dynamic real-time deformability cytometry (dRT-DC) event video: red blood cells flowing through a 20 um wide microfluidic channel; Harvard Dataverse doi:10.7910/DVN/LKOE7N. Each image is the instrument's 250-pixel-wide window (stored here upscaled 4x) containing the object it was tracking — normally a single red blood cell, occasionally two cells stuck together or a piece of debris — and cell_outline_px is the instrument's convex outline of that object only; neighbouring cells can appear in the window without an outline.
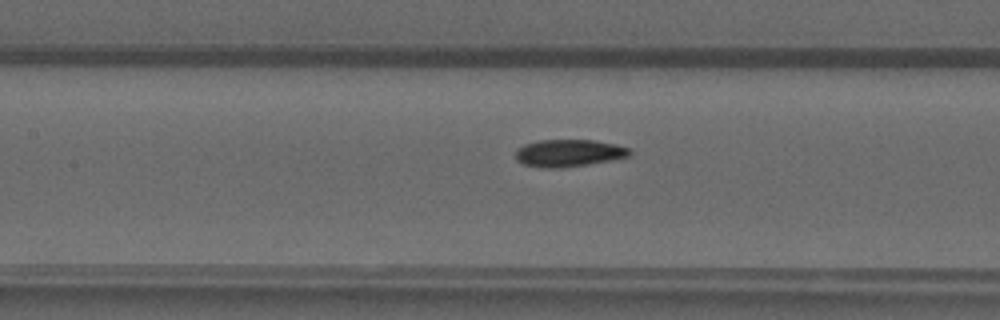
{"species": "common noctule bat (a hibernating species)", "species_latin": "Nyctalus noctula", "temperature_condition": "warm", "stored_images_in_passage": 49, "camera_frame_rate_fps": 3000, "um_per_image_px": 0.085, "animal": {"sex": "male", "forearm_length_mm": 52.5}, "frame": {"image": 1, "passage_image": 23, "time_ms": 7.333, "image_size_px": [1000, 320], "cell_outline_px": [[632, 152], [628, 156], [612, 160], [560, 168], [548, 168], [524, 164], [516, 160], [516, 148], [524, 144], [536, 140], [596, 140], [616, 144], [632, 148]], "centroid_in_image_um": [48.36, 12.99], "position_along_channel_um": 159.0, "area_um2": 18.21}}
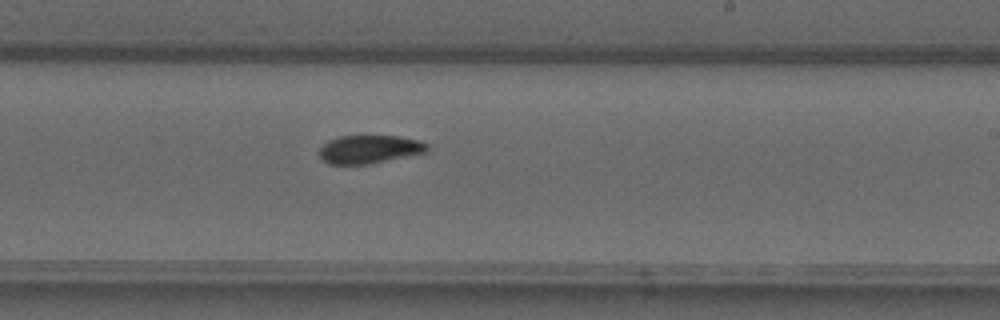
{"frame": {"image": 2, "passage_image": 30, "time_ms": 9.667, "image_size_px": [1000, 320], "cell_outline_px": [[428, 152], [368, 164], [328, 164], [320, 156], [320, 148], [328, 140], [340, 136], [400, 136], [420, 140], [428, 144]], "centroid_in_image_um": [31.43, 12.68], "position_along_channel_um": 257.6, "area_um2": 17.74}}
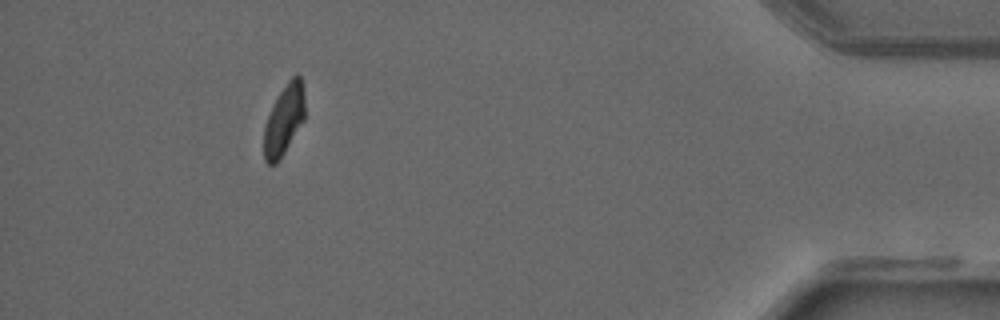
{"frame": {"image": 3, "passage_image": 45, "time_ms": 14.667, "image_size_px": [1000, 320], "cell_outline_px": [[304, 120], [284, 152], [276, 164], [268, 164], [264, 160], [264, 128], [268, 116], [280, 92], [288, 80], [296, 72], [300, 76], [304, 88]], "centroid_in_image_um": [24.15, 10.17], "position_along_channel_um": 411.0, "area_um2": 16.53}}